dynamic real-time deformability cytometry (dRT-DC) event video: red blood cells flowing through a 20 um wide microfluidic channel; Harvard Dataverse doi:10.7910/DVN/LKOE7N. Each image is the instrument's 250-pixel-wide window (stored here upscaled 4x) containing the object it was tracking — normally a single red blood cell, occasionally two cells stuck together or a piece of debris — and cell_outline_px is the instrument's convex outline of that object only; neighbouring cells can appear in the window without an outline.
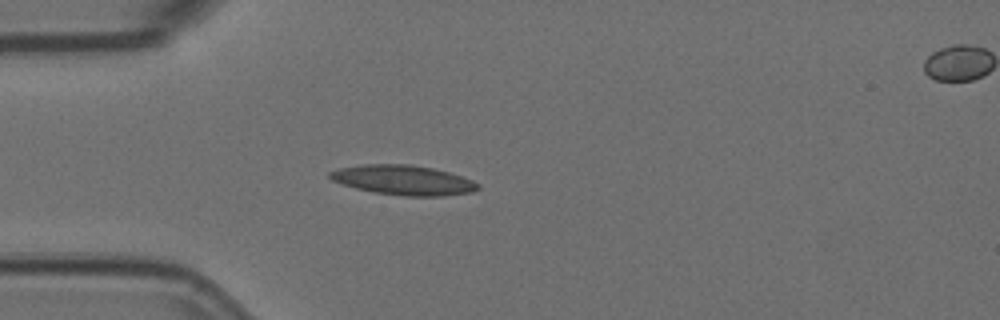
{"species": "Egyptian fruit bat (a non-hibernating species)", "species_latin": "Rousettus aegyptiacus", "temperature_condition": "room temperature", "stored_images_in_passage": 5, "segment_of_instrument_passage": [1, 2], "camera_frame_rate_fps": 3000, "um_per_image_px": 0.085, "animal": {"sex": "female"}, "frame": {"image": 1, "passage_image": 4, "time_ms": 1.0, "image_size_px": [1000, 320], "cell_outline_px": [[480, 188], [472, 192], [444, 196], [404, 196], [372, 192], [356, 188], [332, 180], [328, 176], [328, 172], [340, 168], [364, 164], [412, 164], [432, 168], [448, 172], [472, 180], [480, 184]], "centroid_in_image_um": [34.29, 15.31], "position_along_channel_um": 50.7, "area_um2": 25.66}}